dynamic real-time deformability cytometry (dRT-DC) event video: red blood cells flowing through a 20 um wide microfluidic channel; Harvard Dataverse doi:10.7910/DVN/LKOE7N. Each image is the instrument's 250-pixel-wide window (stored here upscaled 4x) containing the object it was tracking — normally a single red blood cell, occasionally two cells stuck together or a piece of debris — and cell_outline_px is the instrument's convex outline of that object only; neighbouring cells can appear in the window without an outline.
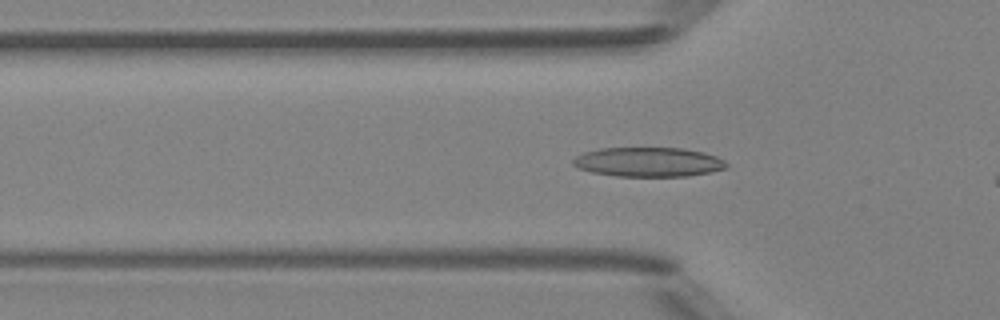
{"species": "Egyptian fruit bat (a non-hibernating species)", "species_latin": "Rousettus aegyptiacus", "temperature_condition": "room temperature", "stored_images_in_passage": 35, "camera_frame_rate_fps": 3000, "um_per_image_px": 0.085, "animal": {"sex": "female"}, "frame": {"image": 1, "passage_image": 8, "time_ms": 2.333, "image_size_px": [1000, 320], "cell_outline_px": [[728, 164], [724, 168], [708, 172], [688, 176], [616, 176], [592, 172], [580, 168], [572, 164], [572, 160], [576, 156], [584, 152], [600, 148], [684, 148], [704, 152], [716, 156], [724, 160]], "centroid_in_image_um": [55.1, 13.76], "position_along_channel_um": 70.7, "area_um2": 26.18}}
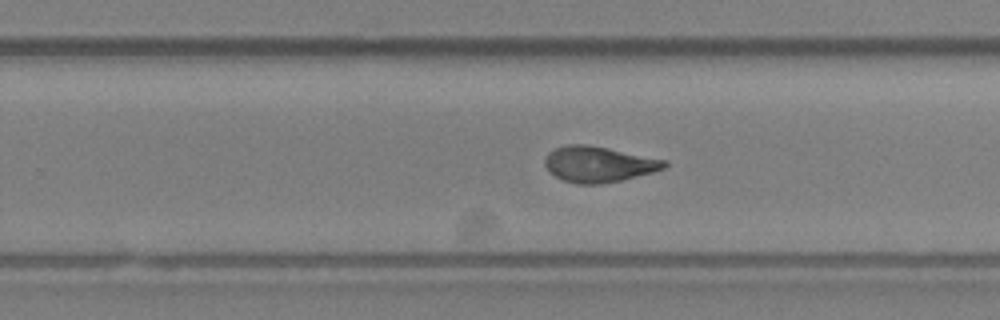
{"frame": {"image": 2, "passage_image": 23, "time_ms": 7.333, "image_size_px": [1000, 320], "cell_outline_px": [[668, 164], [664, 168], [652, 172], [620, 180], [600, 184], [576, 184], [564, 180], [556, 176], [544, 164], [544, 160], [548, 152], [552, 148], [564, 144], [584, 144], [608, 148], [668, 160]], "centroid_in_image_um": [50.86, 13.94], "position_along_channel_um": 278.9, "area_um2": 24.85}}
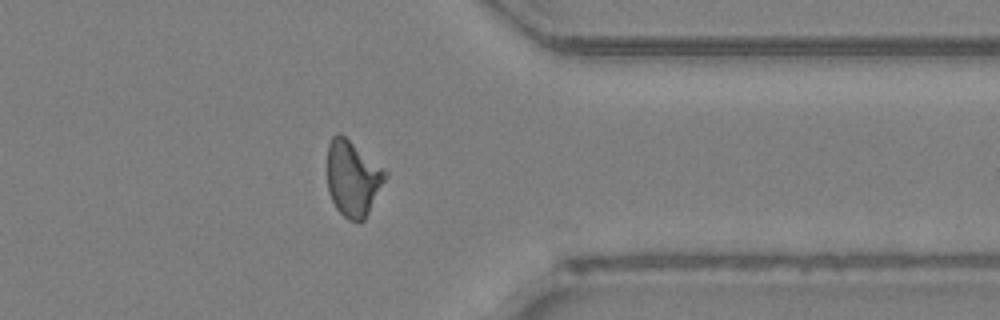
{"frame": {"image": 3, "passage_image": 31, "time_ms": 10.0, "image_size_px": [1000, 320], "cell_outline_px": [[388, 176], [364, 220], [360, 224], [348, 220], [336, 208], [328, 192], [328, 144], [332, 136], [336, 132], [340, 132], [388, 172]], "centroid_in_image_um": [29.99, 15.17], "position_along_channel_um": 381.4, "area_um2": 25.66}, "authors_computed_cell_mechanics": {"area_um2": 25.0852, "velocity_mm_per_s": 4.1742, "shape_relaxation_time_tau1_ms": 8.7982, "shape_relaxation_time_tau2_ms": 1.6633, "deformation_change_tau1": 0.2309, "deformation_change_tau2": 0.0795}}